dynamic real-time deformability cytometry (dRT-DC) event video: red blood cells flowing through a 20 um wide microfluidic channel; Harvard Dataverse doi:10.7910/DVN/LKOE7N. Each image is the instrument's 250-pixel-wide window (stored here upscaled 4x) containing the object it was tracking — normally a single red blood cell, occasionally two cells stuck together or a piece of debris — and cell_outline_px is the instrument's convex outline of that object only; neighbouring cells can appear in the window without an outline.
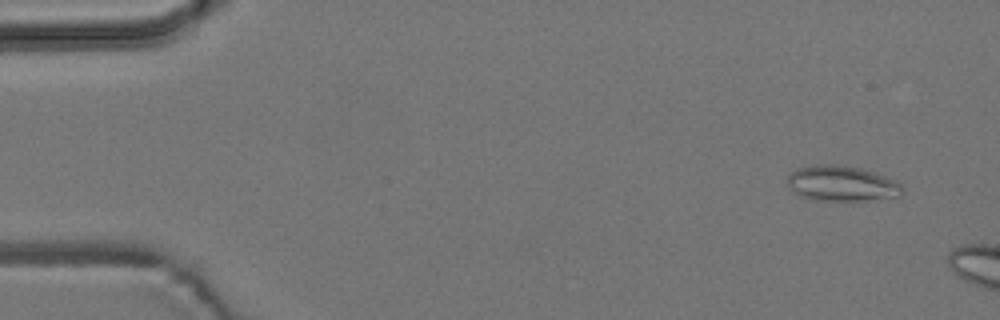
{"species": "common noctule bat (a hibernating species)", "species_latin": "Nyctalus noctula", "temperature_condition": "room temperature", "stored_images_in_passage": 3, "camera_frame_rate_fps": 3000, "um_per_image_px": 0.085, "animal": {"sex": "male", "body_mass_g": 19.2, "forearm_length_mm": 51.8}, "frame": {"image": 1, "passage_image": 2, "time_ms": 1.0, "image_size_px": [1000, 320], "cell_outline_px": [[904, 192], [900, 196], [864, 200], [812, 200], [800, 196], [792, 192], [788, 188], [788, 176], [796, 168], [812, 164], [832, 164], [860, 168], [884, 176], [900, 184], [904, 188]], "centroid_in_image_um": [71.49, 15.6], "position_along_channel_um": 13.5, "area_um2": 23.7}}